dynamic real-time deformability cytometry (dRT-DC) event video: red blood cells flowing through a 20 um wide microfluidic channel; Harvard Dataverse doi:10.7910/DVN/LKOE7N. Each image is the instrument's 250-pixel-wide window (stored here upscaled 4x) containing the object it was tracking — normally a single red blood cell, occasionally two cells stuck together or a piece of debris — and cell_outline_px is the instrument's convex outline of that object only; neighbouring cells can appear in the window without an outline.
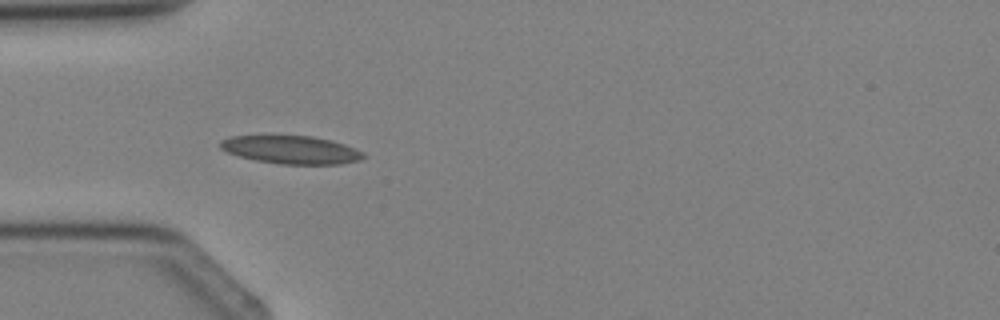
{"species": "Egyptian fruit bat (a non-hibernating species)", "species_latin": "Rousettus aegyptiacus", "temperature_condition": "cold", "stored_images_in_passage": 3, "camera_frame_rate_fps": 3000, "um_per_image_px": 0.085, "animal": {"sex": "female"}, "frame": {"image": 1, "passage_image": 3, "time_ms": 2.333, "image_size_px": [1000, 320], "cell_outline_px": [[368, 156], [360, 160], [340, 164], [280, 164], [256, 160], [240, 156], [228, 152], [220, 148], [220, 140], [228, 136], [312, 136], [332, 140], [344, 144], [364, 152]], "centroid_in_image_um": [24.78, 12.73], "position_along_channel_um": 60.2, "area_um2": 23.41}}